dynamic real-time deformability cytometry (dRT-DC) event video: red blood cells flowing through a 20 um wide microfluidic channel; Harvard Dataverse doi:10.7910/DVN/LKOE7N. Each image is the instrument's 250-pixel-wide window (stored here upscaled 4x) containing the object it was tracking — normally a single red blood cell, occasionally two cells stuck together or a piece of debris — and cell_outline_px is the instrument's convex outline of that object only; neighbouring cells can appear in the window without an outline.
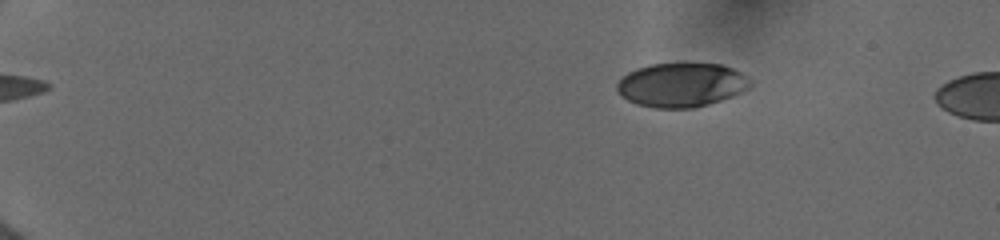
{"species": "human", "species_latin": "Homo sapiens", "temperature_condition": "cold", "stored_images_in_passage": 6, "camera_frame_rate_fps": 3000, "um_per_image_px": 0.085, "donor": {"sex": "female"}, "frame": {"image": 1, "passage_image": 4, "time_ms": 3.0, "image_size_px": [1000, 240], "cell_outline_px": [[752, 84], [748, 88], [732, 96], [708, 104], [692, 108], [656, 108], [636, 104], [628, 100], [616, 88], [616, 84], [628, 72], [636, 68], [648, 64], [724, 64], [740, 72], [752, 80]], "centroid_in_image_um": [57.93, 7.21], "position_along_channel_um": 27.1, "area_um2": 34.04}}